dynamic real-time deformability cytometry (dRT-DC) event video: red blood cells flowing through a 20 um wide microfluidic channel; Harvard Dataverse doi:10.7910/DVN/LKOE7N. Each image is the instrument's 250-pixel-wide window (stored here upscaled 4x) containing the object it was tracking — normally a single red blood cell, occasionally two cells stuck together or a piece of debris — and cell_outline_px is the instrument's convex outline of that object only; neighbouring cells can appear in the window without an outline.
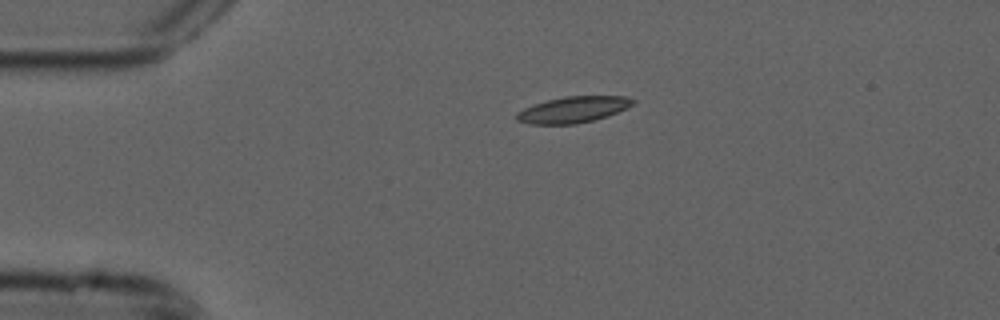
{"species": "common noctule bat (a hibernating species)", "species_latin": "Nyctalus noctula", "temperature_condition": "cold", "stored_images_in_passage": 43, "camera_frame_rate_fps": 3000, "um_per_image_px": 0.085, "animal": {"sex": "male", "forearm_length_mm": 52.5}, "frame": {"image": 1, "passage_image": 1, "time_ms": 0.0, "image_size_px": [1000, 320], "cell_outline_px": [[636, 100], [632, 104], [608, 116], [576, 124], [528, 124], [516, 120], [516, 112], [524, 108], [548, 100], [564, 96], [628, 96]], "centroid_in_image_um": [48.69, 9.32], "position_along_channel_um": 36.3, "area_um2": 17.57}}
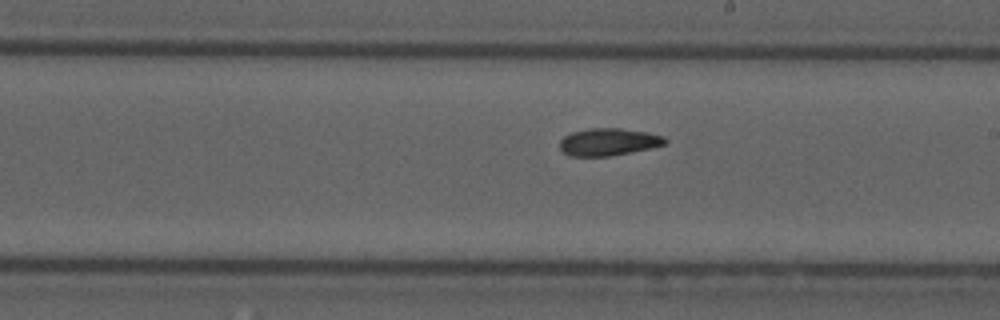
{"frame": {"image": 2, "passage_image": 20, "time_ms": 6.333, "image_size_px": [1000, 320], "cell_outline_px": [[668, 140], [664, 144], [648, 148], [608, 156], [568, 156], [560, 148], [560, 140], [564, 136], [572, 132], [588, 128], [620, 128], [648, 132], [664, 136]], "centroid_in_image_um": [51.69, 12.05], "position_along_channel_um": 237.3, "area_um2": 16.65}}
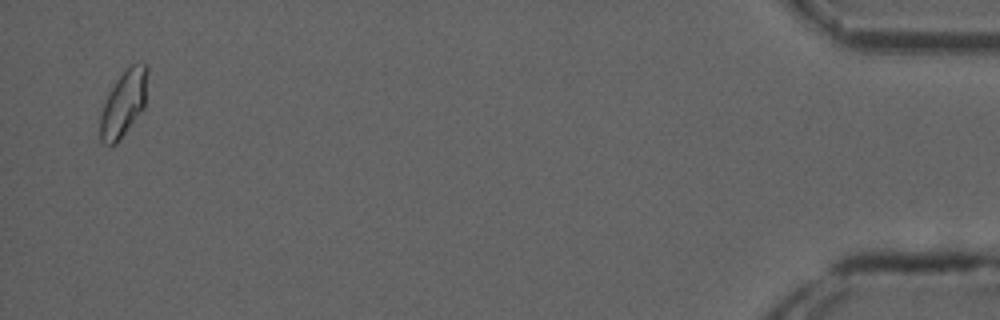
{"frame": {"image": 3, "passage_image": 42, "time_ms": 13.667, "image_size_px": [1000, 320], "cell_outline_px": [[148, 72], [144, 108], [120, 140], [116, 144], [104, 144], [100, 140], [100, 116], [104, 104], [116, 80], [132, 64], [140, 60], [148, 64]], "centroid_in_image_um": [10.54, 8.78], "position_along_channel_um": 424.7, "area_um2": 18.15}, "authors_computed_cell_mechanics": {"area_um2": 17.1088, "velocity_mm_per_s": 3.7714, "shape_relaxation_time_tau1_ms": 9.7781, "shape_relaxation_time_tau2_ms": null, "deformation_change_tau1": 0.1871, "deformation_change_tau2": null}}